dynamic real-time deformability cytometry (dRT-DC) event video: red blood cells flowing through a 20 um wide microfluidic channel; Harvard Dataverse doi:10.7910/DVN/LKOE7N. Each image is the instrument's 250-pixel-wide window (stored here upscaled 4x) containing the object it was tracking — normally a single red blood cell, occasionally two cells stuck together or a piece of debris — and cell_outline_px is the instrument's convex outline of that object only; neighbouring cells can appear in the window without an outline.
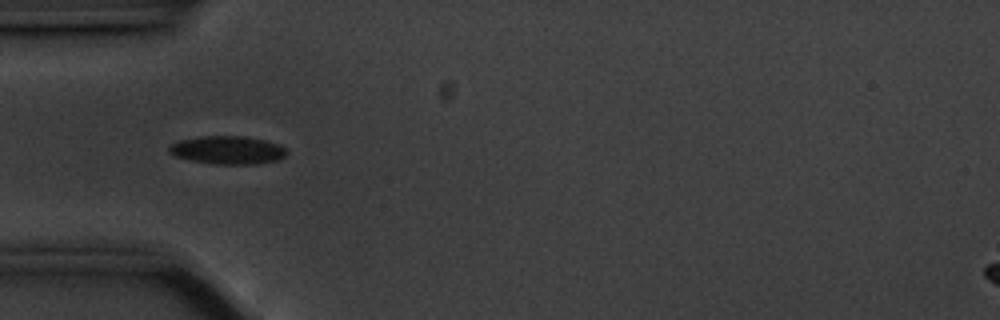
{"species": "common noctule bat (a hibernating species)", "species_latin": "Nyctalus noctula", "temperature_condition": "cold", "stored_images_in_passage": 22, "camera_frame_rate_fps": 3000, "um_per_image_px": 0.085, "animal": {"sex": "male", "body_mass_g": 20.1, "forearm_length_mm": 53.5}, "frame": {"image": 1, "passage_image": 4, "time_ms": 1.0, "image_size_px": [1000, 320], "cell_outline_px": [[288, 152], [284, 156], [276, 160], [256, 164], [216, 164], [192, 160], [176, 156], [168, 152], [168, 148], [172, 144], [180, 140], [200, 136], [244, 136], [264, 140], [280, 144]], "centroid_in_image_um": [19.36, 12.75], "position_along_channel_um": 65.6, "area_um2": 19.13}}